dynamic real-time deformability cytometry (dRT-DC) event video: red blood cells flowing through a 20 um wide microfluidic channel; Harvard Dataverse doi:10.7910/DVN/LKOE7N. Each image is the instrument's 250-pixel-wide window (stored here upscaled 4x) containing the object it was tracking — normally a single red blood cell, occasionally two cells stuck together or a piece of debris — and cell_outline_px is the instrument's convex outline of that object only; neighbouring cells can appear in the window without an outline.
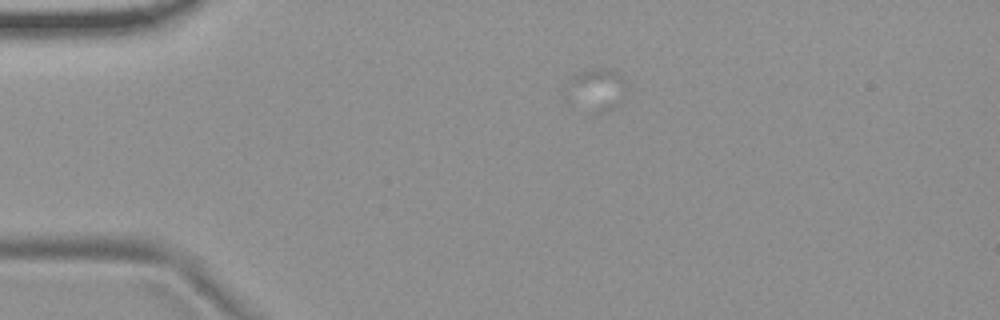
{"species": "common noctule bat (a hibernating species)", "species_latin": "Nyctalus noctula", "temperature_condition": "room temperature", "stored_images_in_passage": 4, "camera_frame_rate_fps": 3000, "um_per_image_px": 0.085, "animal": {"sex": "female", "body_mass_g": 19.9}, "frame": {"image": 1, "passage_image": 1, "time_ms": 0.0, "image_size_px": [1000, 320], "cell_outline_px": [[628, 84], [624, 104], [608, 112], [600, 112], [568, 80], [584, 72], [596, 68], [600, 68], [612, 72], [620, 76]], "centroid_in_image_um": [51.14, 7.54], "position_along_channel_um": 33.9, "area_um2": 12.08}}
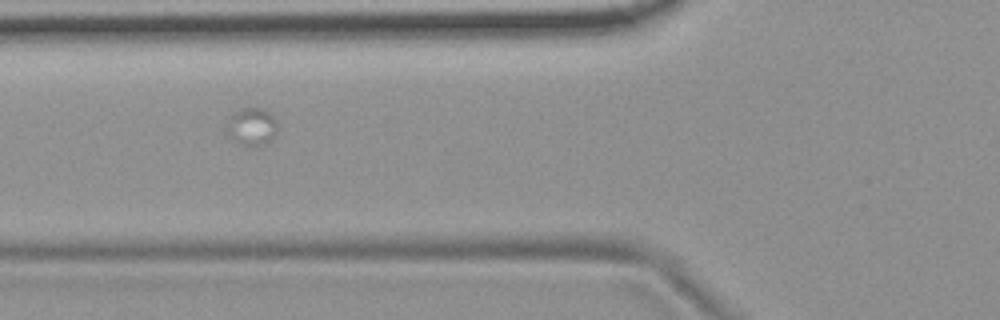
{"frame": {"image": 2, "passage_image": 3, "time_ms": 0.667, "image_size_px": [1000, 320], "cell_outline_px": [[276, 128], [272, 140], [268, 144], [256, 148], [240, 144], [228, 136], [224, 128], [232, 116], [240, 108], [264, 108], [276, 120]], "centroid_in_image_um": [21.39, 10.81], "position_along_channel_um": 104.4, "area_um2": 11.33}}